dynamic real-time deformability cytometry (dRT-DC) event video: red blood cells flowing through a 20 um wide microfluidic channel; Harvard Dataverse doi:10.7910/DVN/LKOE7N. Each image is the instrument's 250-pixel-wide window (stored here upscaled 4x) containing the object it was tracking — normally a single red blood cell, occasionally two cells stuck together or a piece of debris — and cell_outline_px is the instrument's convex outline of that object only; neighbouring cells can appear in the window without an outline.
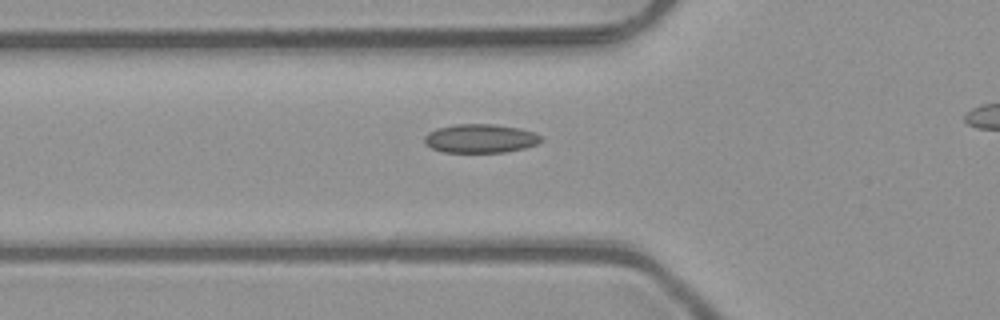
{"species": "common noctule bat (a hibernating species)", "species_latin": "Nyctalus noctula", "temperature_condition": "room temperature", "stored_images_in_passage": 3, "camera_frame_rate_fps": 3000, "um_per_image_px": 0.085, "animal": {"sex": "male", "body_mass_g": 23.1, "forearm_length_mm": 52.7}, "frame": {"image": 1, "passage_image": 3, "time_ms": 0.667, "image_size_px": [1000, 320], "cell_outline_px": [[544, 140], [536, 144], [524, 148], [504, 152], [444, 152], [432, 148], [424, 144], [424, 136], [428, 132], [436, 128], [452, 124], [496, 124], [520, 128], [532, 132], [540, 136]], "centroid_in_image_um": [40.8, 11.76], "position_along_channel_um": 85.0, "area_um2": 19.65}}